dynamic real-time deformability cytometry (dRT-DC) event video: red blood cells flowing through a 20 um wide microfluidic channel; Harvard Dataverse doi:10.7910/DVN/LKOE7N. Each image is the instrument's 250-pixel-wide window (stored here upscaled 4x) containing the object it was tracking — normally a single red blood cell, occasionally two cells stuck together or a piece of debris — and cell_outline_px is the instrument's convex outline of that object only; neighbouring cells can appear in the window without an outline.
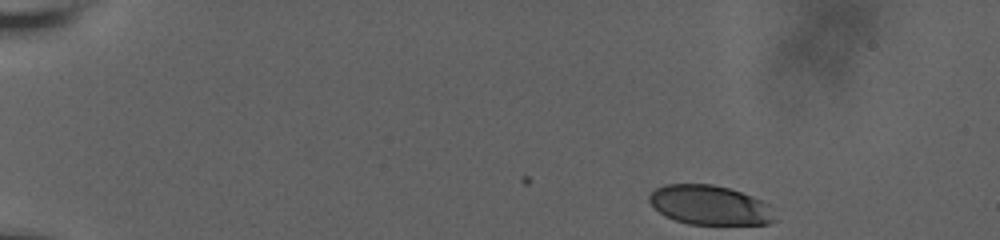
{"species": "human", "species_latin": "Homo sapiens", "temperature_condition": "room temperature", "stored_images_in_passage": 51, "camera_frame_rate_fps": 3000, "um_per_image_px": 0.085, "donor": {"sex": "male"}, "frame": {"image": 1, "passage_image": 1, "time_ms": 0.0, "image_size_px": [1000, 240], "cell_outline_px": [[776, 220], [768, 224], [688, 224], [664, 216], [648, 200], [648, 196], [656, 188], [664, 184], [712, 184], [728, 188], [752, 196], [768, 204]], "centroid_in_image_um": [60.31, 17.43], "position_along_channel_um": 24.7, "area_um2": 28.67}}
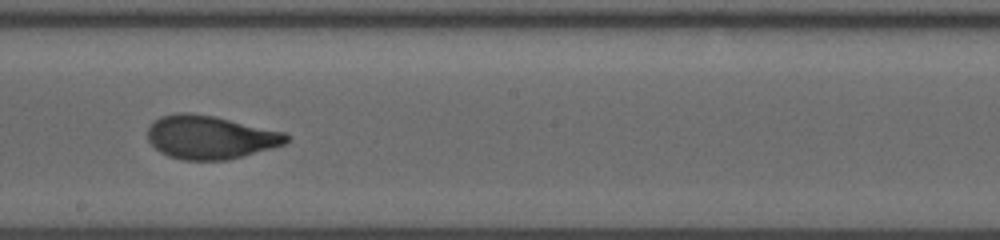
{"frame": {"image": 2, "passage_image": 28, "time_ms": 9.0, "image_size_px": [1000, 240], "cell_outline_px": [[288, 140], [284, 144], [228, 160], [184, 160], [168, 156], [160, 152], [148, 140], [148, 128], [160, 116], [180, 112], [188, 112], [212, 116], [284, 132], [288, 136]], "centroid_in_image_um": [17.83, 11.67], "position_along_channel_um": 230.4, "area_um2": 34.62}}
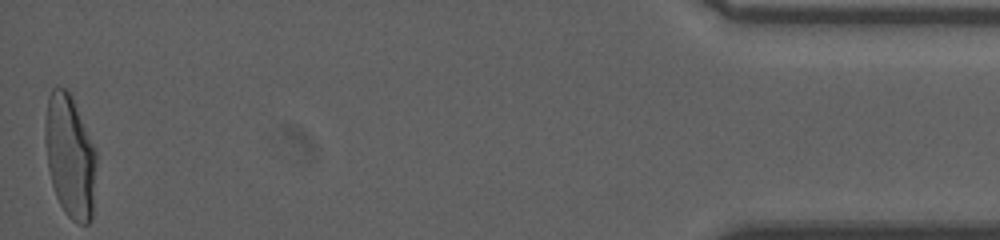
{"frame": {"image": 3, "passage_image": 51, "time_ms": 16.667, "image_size_px": [1000, 240], "cell_outline_px": [[96, 164], [92, 220], [88, 224], [80, 224], [72, 220], [64, 212], [56, 196], [52, 184], [48, 168], [44, 140], [44, 124], [48, 96], [52, 88], [56, 84], [68, 88], [72, 96], [96, 152]], "centroid_in_image_um": [5.93, 13.25], "position_along_channel_um": 429.3, "area_um2": 37.11}, "authors_computed_cell_mechanics": {"area_um2": 34.7956, "velocity_mm_per_s": 3.6527, "shape_relaxation_time_tau1_ms": 4.8799, "shape_relaxation_time_tau2_ms": 0.925, "deformation_change_tau1": 0.1963, "deformation_change_tau2": 0.0617}}